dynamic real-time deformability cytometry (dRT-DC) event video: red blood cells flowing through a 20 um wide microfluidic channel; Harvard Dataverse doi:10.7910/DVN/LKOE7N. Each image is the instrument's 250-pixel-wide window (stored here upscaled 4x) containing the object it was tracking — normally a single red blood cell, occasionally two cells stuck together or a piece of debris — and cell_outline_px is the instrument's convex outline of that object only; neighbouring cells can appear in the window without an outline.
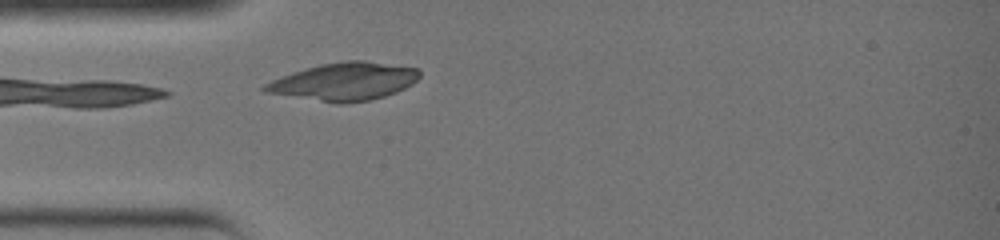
{"species": "common noctule bat (a hibernating species)", "species_latin": "Nyctalus noctula", "temperature_condition": "warm", "stored_images_in_passage": 5, "camera_frame_rate_fps": 3000, "um_per_image_px": 0.085, "animal": {"sex": "female", "body_mass_g": 19.0, "forearm_length_mm": 51.5}, "frame": {"image": 1, "passage_image": 5, "time_ms": 1.333, "image_size_px": [1000, 240], "cell_outline_px": [[420, 76], [412, 84], [396, 92], [372, 100], [344, 104], [336, 104], [264, 92], [260, 88], [264, 84], [272, 80], [292, 72], [320, 64], [344, 60], [364, 60], [420, 68]], "centroid_in_image_um": [29.26, 6.93], "position_along_channel_um": 55.7, "area_um2": 34.39}}